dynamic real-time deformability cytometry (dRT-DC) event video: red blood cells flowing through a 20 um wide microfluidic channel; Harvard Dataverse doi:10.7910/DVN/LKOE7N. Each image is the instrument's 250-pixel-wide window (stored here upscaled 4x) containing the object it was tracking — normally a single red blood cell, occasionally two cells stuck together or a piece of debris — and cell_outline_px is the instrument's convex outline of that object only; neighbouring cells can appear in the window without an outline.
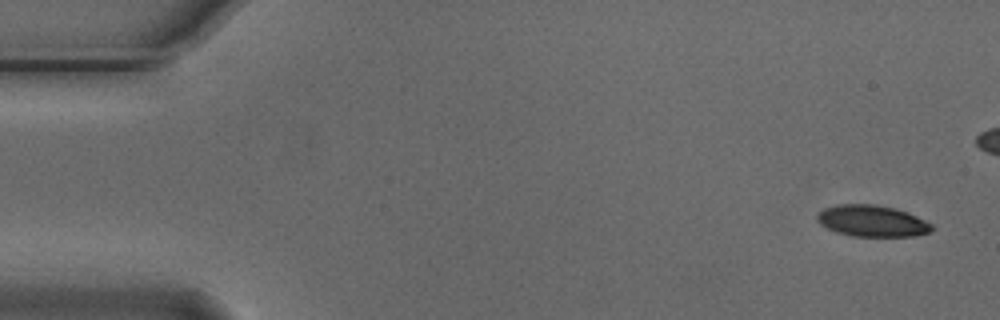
{"species": "Egyptian fruit bat (a non-hibernating species)", "species_latin": "Rousettus aegyptiacus", "temperature_condition": "cold", "stored_images_in_passage": 7, "segment_of_instrument_passage": [1, 2], "camera_frame_rate_fps": 3000, "um_per_image_px": 0.085, "animal": {"sex": "male"}, "frame": {"image": 1, "passage_image": 1, "time_ms": 0.0, "image_size_px": [1000, 320], "cell_outline_px": [[936, 228], [928, 232], [916, 236], [852, 236], [836, 232], [820, 224], [816, 220], [816, 216], [824, 208], [836, 204], [872, 204], [892, 208], [908, 212], [932, 224]], "centroid_in_image_um": [74.12, 18.78], "position_along_channel_um": 10.9, "area_um2": 20.98}}
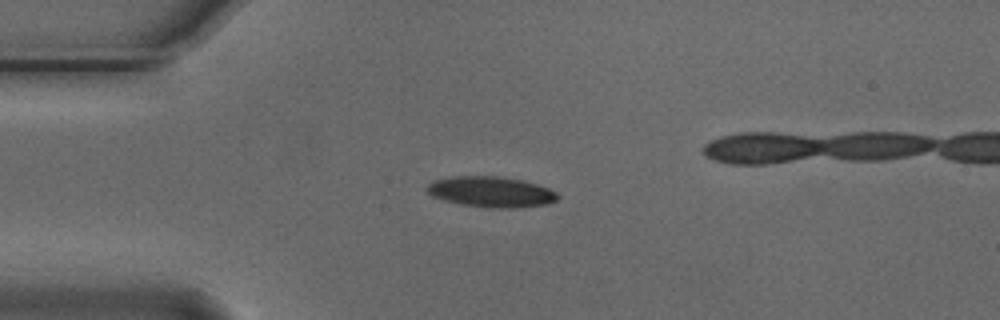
{"frame": {"image": 2, "passage_image": 4, "time_ms": 1.0, "image_size_px": [1000, 320], "cell_outline_px": [[560, 196], [556, 200], [548, 204], [516, 208], [488, 208], [460, 204], [444, 200], [432, 196], [424, 188], [432, 180], [448, 176], [496, 176], [524, 180], [548, 188], [556, 192]], "centroid_in_image_um": [41.71, 16.3], "position_along_channel_um": 43.3, "area_um2": 23.64}}
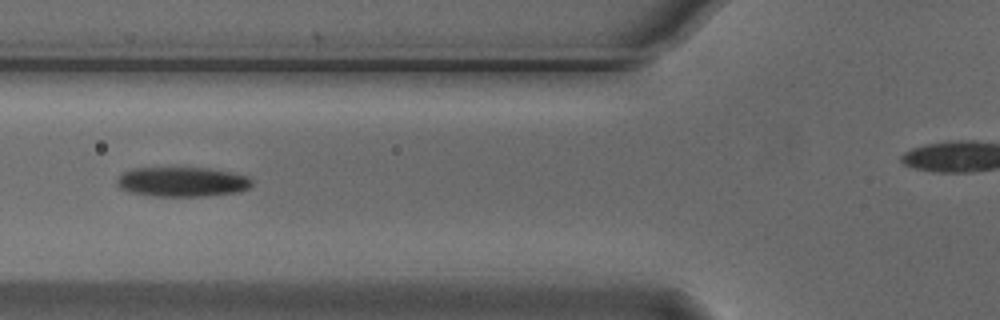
{"frame": {"image": 3, "passage_image": 6, "time_ms": 1.667, "image_size_px": [1000, 320], "cell_outline_px": [[252, 184], [248, 188], [240, 192], [204, 196], [156, 196], [128, 192], [120, 188], [116, 184], [116, 180], [124, 172], [132, 168], [208, 168], [232, 172], [248, 176], [252, 180]], "centroid_in_image_um": [15.5, 15.46], "position_along_channel_um": 110.3, "area_um2": 23.41}}